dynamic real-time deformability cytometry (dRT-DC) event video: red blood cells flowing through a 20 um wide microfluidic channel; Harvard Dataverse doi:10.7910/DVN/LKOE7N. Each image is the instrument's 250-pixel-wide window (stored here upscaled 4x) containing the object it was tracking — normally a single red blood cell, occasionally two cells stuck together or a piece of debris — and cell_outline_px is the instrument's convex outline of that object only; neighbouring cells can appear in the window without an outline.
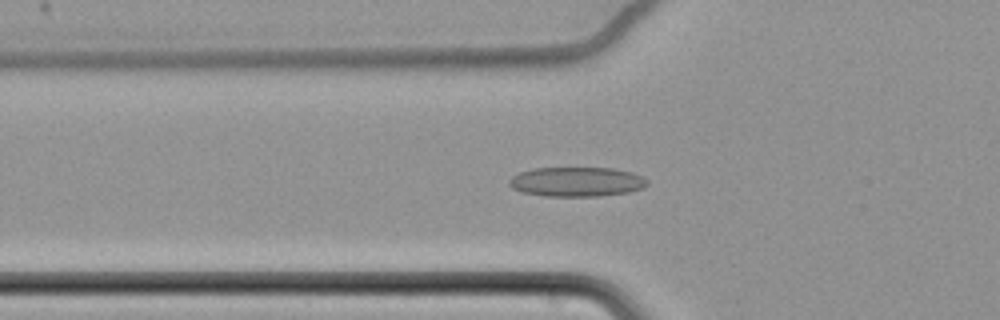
{"species": "common noctule bat (a hibernating species)", "species_latin": "Nyctalus noctula", "temperature_condition": "cold", "stored_images_in_passage": 48, "camera_frame_rate_fps": 3000, "um_per_image_px": 0.085, "animal": {"sex": "female", "body_mass_g": 22.7, "forearm_length_mm": 54.2}, "frame": {"image": 1, "passage_image": 9, "time_ms": 2.667, "image_size_px": [1000, 320], "cell_outline_px": [[648, 184], [644, 188], [628, 192], [600, 196], [544, 196], [524, 192], [512, 188], [508, 184], [508, 180], [512, 176], [520, 172], [532, 168], [612, 168], [632, 172], [648, 180]], "centroid_in_image_um": [49.01, 15.45], "position_along_channel_um": 76.8, "area_um2": 23.81}}
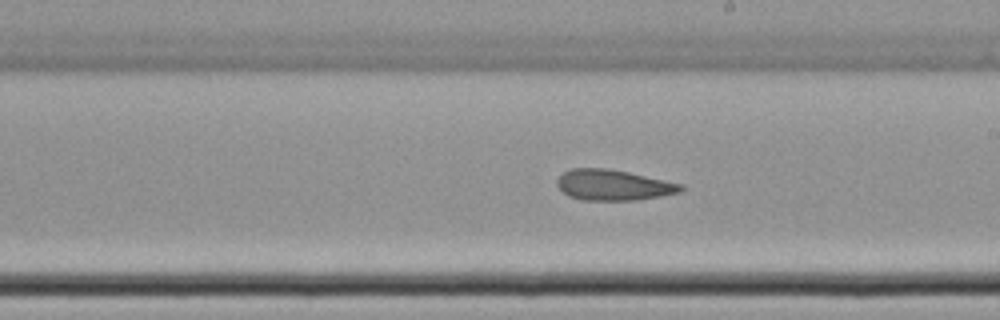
{"frame": {"image": 2, "passage_image": 23, "time_ms": 7.333, "image_size_px": [1000, 320], "cell_outline_px": [[684, 188], [680, 192], [660, 196], [636, 200], [580, 200], [568, 196], [556, 184], [556, 180], [564, 172], [572, 168], [608, 168], [628, 172], [684, 184]], "centroid_in_image_um": [52.13, 15.73], "position_along_channel_um": 236.9, "area_um2": 22.14}}
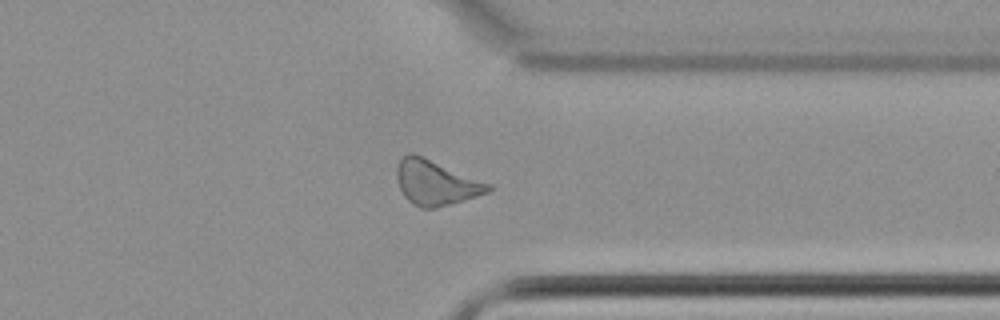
{"frame": {"image": 3, "passage_image": 35, "time_ms": 11.333, "image_size_px": [1000, 320], "cell_outline_px": [[492, 188], [488, 192], [452, 204], [436, 208], [420, 208], [412, 204], [404, 196], [400, 188], [396, 176], [396, 168], [400, 160], [408, 152], [412, 152], [492, 184]], "centroid_in_image_um": [37.03, 15.53], "position_along_channel_um": 374.4, "area_um2": 23.87}, "authors_computed_cell_mechanics": {"area_um2": 23.2645, "velocity_mm_per_s": 3.4556, "shape_relaxation_time_tau1_ms": null, "shape_relaxation_time_tau2_ms": 3.5179, "deformation_change_tau1": null, "deformation_change_tau2": 0.1229}}